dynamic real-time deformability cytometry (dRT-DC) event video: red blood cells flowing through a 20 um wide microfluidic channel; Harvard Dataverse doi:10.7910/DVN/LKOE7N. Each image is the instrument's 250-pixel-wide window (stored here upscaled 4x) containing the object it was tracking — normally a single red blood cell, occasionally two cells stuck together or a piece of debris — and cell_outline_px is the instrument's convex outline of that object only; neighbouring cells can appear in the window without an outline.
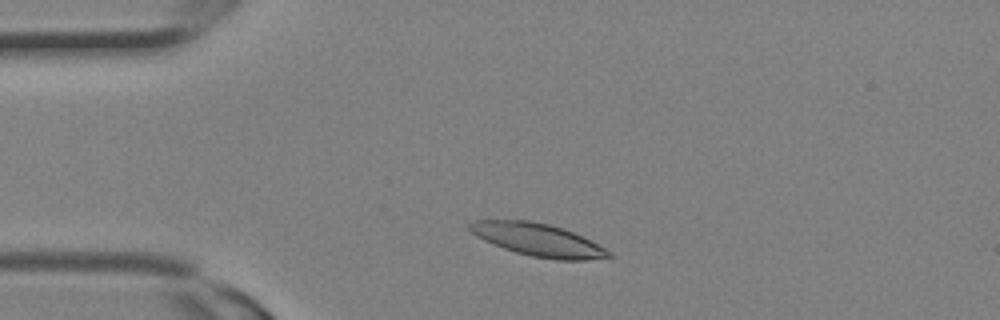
{"species": "Egyptian fruit bat (a non-hibernating species)", "species_latin": "Rousettus aegyptiacus", "temperature_condition": "room temperature", "stored_images_in_passage": 2, "camera_frame_rate_fps": 3000, "um_per_image_px": 0.085, "animal": {"sex": "female"}, "frame": {"image": 1, "passage_image": 2, "time_ms": 0.333, "image_size_px": [1000, 320], "cell_outline_px": [[612, 256], [584, 260], [556, 260], [532, 256], [516, 252], [504, 248], [484, 240], [476, 236], [468, 228], [468, 224], [472, 220], [528, 220], [548, 224], [564, 228], [612, 252]], "centroid_in_image_um": [45.68, 20.37], "position_along_channel_um": 39.3, "area_um2": 26.13}}